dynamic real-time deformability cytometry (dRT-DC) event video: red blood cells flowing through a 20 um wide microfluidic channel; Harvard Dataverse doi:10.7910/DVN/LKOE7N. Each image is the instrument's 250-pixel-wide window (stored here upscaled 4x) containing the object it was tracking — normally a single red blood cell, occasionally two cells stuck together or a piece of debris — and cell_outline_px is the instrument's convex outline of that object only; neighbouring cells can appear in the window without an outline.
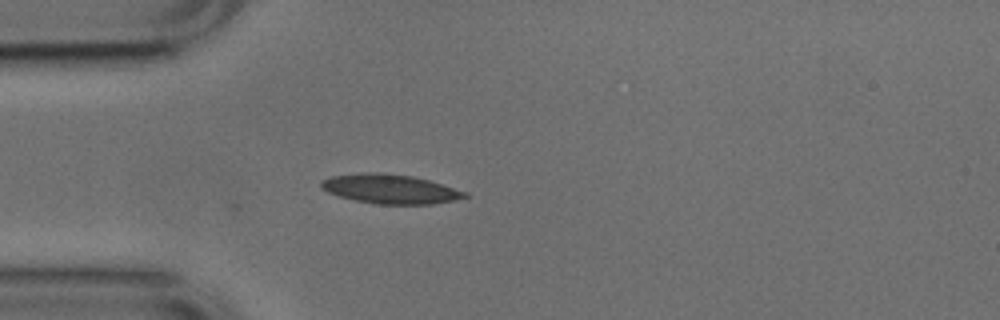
{"species": "common noctule bat (a hibernating species)", "species_latin": "Nyctalus noctula", "temperature_condition": "cold", "stored_images_in_passage": 39, "camera_frame_rate_fps": 3000, "um_per_image_px": 0.085, "animal": {"sex": "male", "body_mass_g": 17.9, "forearm_length_mm": 54.2}, "frame": {"image": 1, "passage_image": 1, "time_ms": 0.0, "image_size_px": [1000, 320], "cell_outline_px": [[468, 196], [452, 200], [432, 204], [376, 204], [356, 200], [340, 196], [328, 192], [320, 188], [320, 180], [332, 176], [364, 172], [380, 172], [412, 176], [428, 180], [468, 192]], "centroid_in_image_um": [33.13, 16.05], "position_along_channel_um": 51.9, "area_um2": 24.39}}
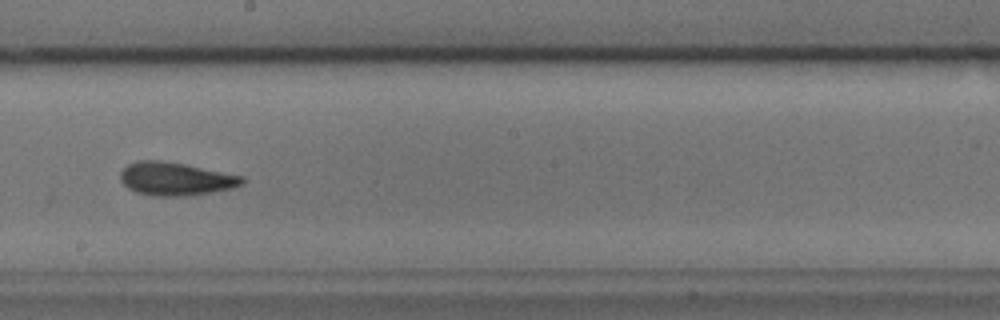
{"frame": {"image": 2, "passage_image": 16, "time_ms": 5.0, "image_size_px": [1000, 320], "cell_outline_px": [[244, 184], [232, 188], [184, 196], [152, 196], [136, 192], [128, 188], [120, 180], [120, 172], [128, 164], [136, 160], [160, 160], [184, 164], [244, 176]], "centroid_in_image_um": [14.9, 15.2], "position_along_channel_um": 233.3, "area_um2": 23.47}}
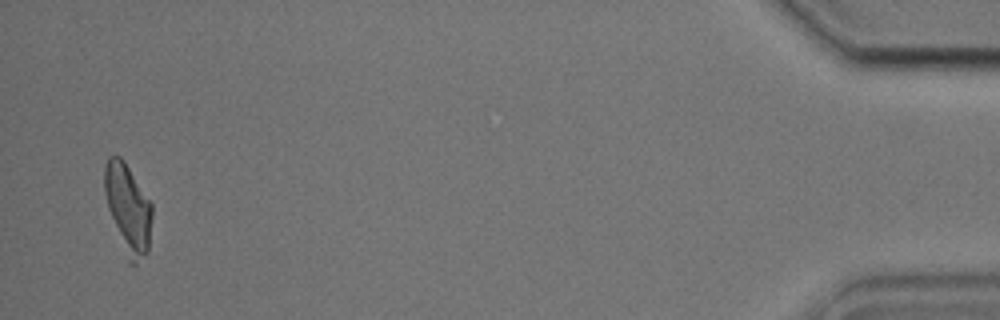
{"frame": {"image": 3, "passage_image": 38, "time_ms": 12.333, "image_size_px": [1000, 320], "cell_outline_px": [[152, 216], [148, 252], [132, 268], [128, 264], [108, 208], [104, 192], [104, 164], [108, 156], [120, 156], [124, 160], [152, 204]], "centroid_in_image_um": [10.87, 17.76], "position_along_channel_um": 424.3, "area_um2": 24.85}}